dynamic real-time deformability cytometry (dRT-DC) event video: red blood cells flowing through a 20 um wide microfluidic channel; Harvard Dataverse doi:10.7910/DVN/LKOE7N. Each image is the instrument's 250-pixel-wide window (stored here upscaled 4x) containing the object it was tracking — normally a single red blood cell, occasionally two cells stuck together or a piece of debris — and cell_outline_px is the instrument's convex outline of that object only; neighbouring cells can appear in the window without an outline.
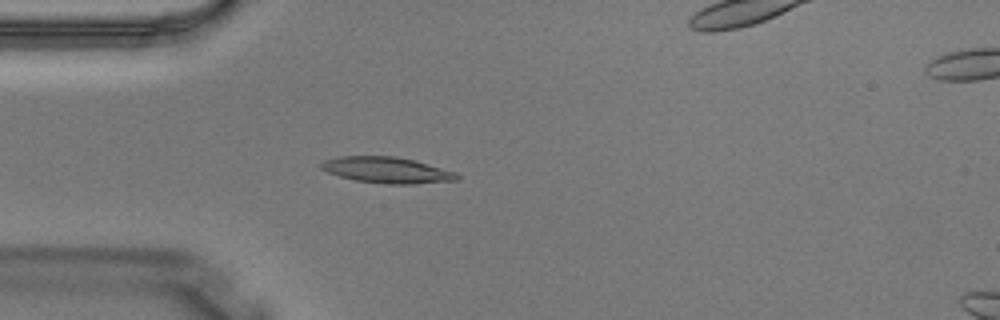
{"species": "Egyptian fruit bat (a non-hibernating species)", "species_latin": "Rousettus aegyptiacus", "temperature_condition": "warm", "stored_images_in_passage": 4, "camera_frame_rate_fps": 3000, "um_per_image_px": 0.085, "animal": {"sex": "male"}, "frame": {"image": 1, "passage_image": 3, "time_ms": 0.667, "image_size_px": [1000, 320], "cell_outline_px": [[460, 180], [416, 184], [388, 184], [352, 180], [328, 172], [320, 168], [320, 164], [324, 160], [340, 156], [396, 156], [416, 160], [456, 172], [460, 176]], "centroid_in_image_um": [32.92, 14.46], "position_along_channel_um": 52.1, "area_um2": 20.87}}